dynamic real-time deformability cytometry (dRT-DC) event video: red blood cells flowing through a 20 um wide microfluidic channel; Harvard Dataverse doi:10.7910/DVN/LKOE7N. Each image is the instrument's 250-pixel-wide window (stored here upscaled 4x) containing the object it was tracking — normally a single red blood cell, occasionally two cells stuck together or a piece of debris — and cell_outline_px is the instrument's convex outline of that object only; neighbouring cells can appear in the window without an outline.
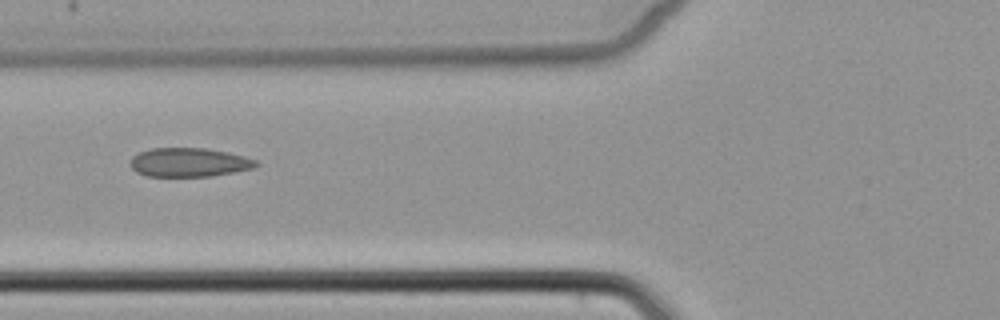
{"species": "common noctule bat (a hibernating species)", "species_latin": "Nyctalus noctula", "temperature_condition": "cold", "stored_images_in_passage": 4, "camera_frame_rate_fps": 3000, "um_per_image_px": 0.085, "animal": {"sex": "female", "body_mass_g": 22.7, "forearm_length_mm": 54.2}, "frame": {"image": 1, "passage_image": 3, "time_ms": 2.667, "image_size_px": [1000, 320], "cell_outline_px": [[260, 164], [252, 168], [212, 176], [148, 176], [136, 172], [128, 164], [132, 156], [140, 152], [152, 148], [204, 148], [228, 152], [244, 156], [256, 160]], "centroid_in_image_um": [16.04, 13.8], "position_along_channel_um": 109.8, "area_um2": 21.15}}
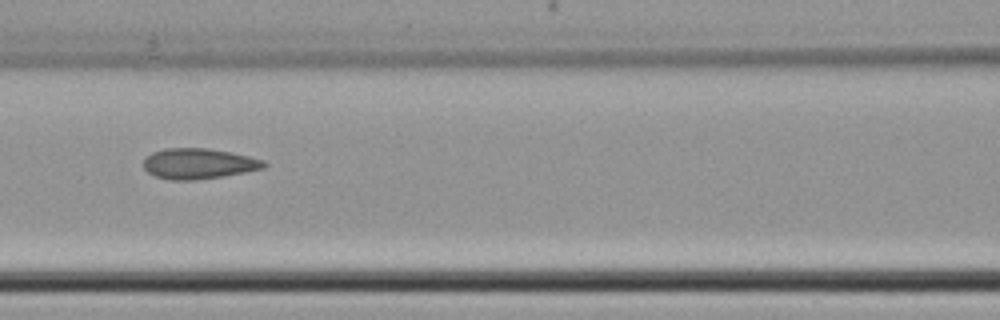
{"frame": {"image": 2, "passage_image": 4, "time_ms": 3.667, "image_size_px": [1000, 320], "cell_outline_px": [[268, 164], [264, 168], [224, 176], [192, 180], [168, 180], [156, 176], [148, 172], [144, 168], [144, 160], [152, 152], [164, 148], [208, 148], [232, 152], [264, 160]], "centroid_in_image_um": [16.89, 13.9], "position_along_channel_um": 149.7, "area_um2": 21.44}}